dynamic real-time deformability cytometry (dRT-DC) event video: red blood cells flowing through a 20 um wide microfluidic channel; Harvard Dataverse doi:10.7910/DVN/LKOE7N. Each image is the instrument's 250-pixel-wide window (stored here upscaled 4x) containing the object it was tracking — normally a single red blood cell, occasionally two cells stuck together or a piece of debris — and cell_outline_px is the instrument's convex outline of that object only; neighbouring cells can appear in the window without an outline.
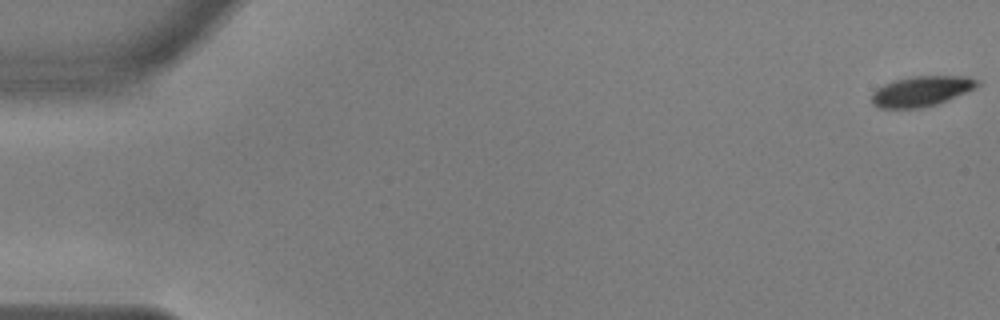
{"species": "common noctule bat (a hibernating species)", "species_latin": "Nyctalus noctula", "temperature_condition": "warm", "stored_images_in_passage": 15, "camera_frame_rate_fps": 3000, "um_per_image_px": 0.085, "animal": {"sex": "male", "body_mass_g": 17.9, "forearm_length_mm": 54.2}, "frame": {"image": 1, "passage_image": 1, "time_ms": 0.0, "image_size_px": [1000, 320], "cell_outline_px": [[984, 84], [976, 88], [936, 104], [924, 108], [880, 108], [872, 104], [872, 92], [876, 88], [884, 84], [896, 80], [912, 76], [968, 76], [980, 80]], "centroid_in_image_um": [78.36, 7.74], "position_along_channel_um": 6.6, "area_um2": 18.79}}
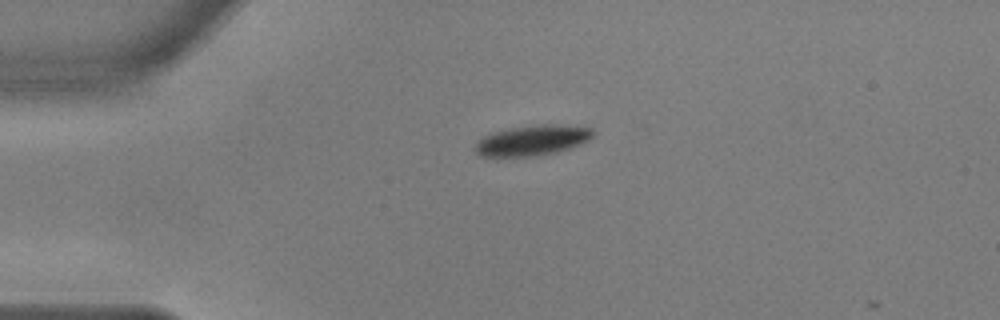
{"frame": {"image": 2, "passage_image": 14, "time_ms": 4.333, "image_size_px": [1000, 320], "cell_outline_px": [[592, 136], [588, 140], [580, 144], [556, 152], [536, 156], [480, 156], [476, 152], [476, 140], [492, 132], [508, 128], [540, 124], [556, 124], [592, 128]], "centroid_in_image_um": [45.21, 11.92], "position_along_channel_um": 39.8, "area_um2": 20.69}}